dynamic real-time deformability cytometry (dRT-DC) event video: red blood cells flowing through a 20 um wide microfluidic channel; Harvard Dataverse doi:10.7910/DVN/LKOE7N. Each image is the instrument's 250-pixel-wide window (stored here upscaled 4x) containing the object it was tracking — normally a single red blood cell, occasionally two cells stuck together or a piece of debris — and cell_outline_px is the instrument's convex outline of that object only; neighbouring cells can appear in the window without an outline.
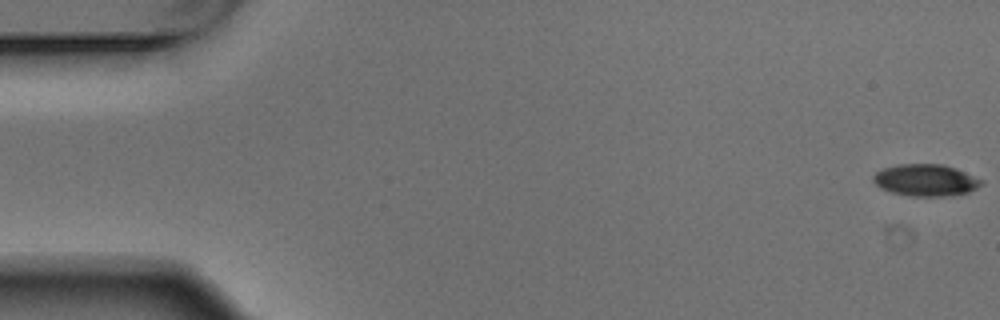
{"species": "Egyptian fruit bat (a non-hibernating species)", "species_latin": "Rousettus aegyptiacus", "temperature_condition": "warm", "stored_images_in_passage": 5, "camera_frame_rate_fps": 3000, "um_per_image_px": 0.085, "animal": {"sex": "male"}, "frame": {"image": 1, "passage_image": 1, "time_ms": 0.0, "image_size_px": [1000, 320], "cell_outline_px": [[984, 184], [968, 192], [952, 196], [908, 196], [892, 192], [880, 188], [872, 180], [872, 176], [876, 172], [884, 168], [900, 164], [944, 164], [956, 168], [984, 180]], "centroid_in_image_um": [78.71, 15.31], "position_along_channel_um": 6.3, "area_um2": 20.23}}
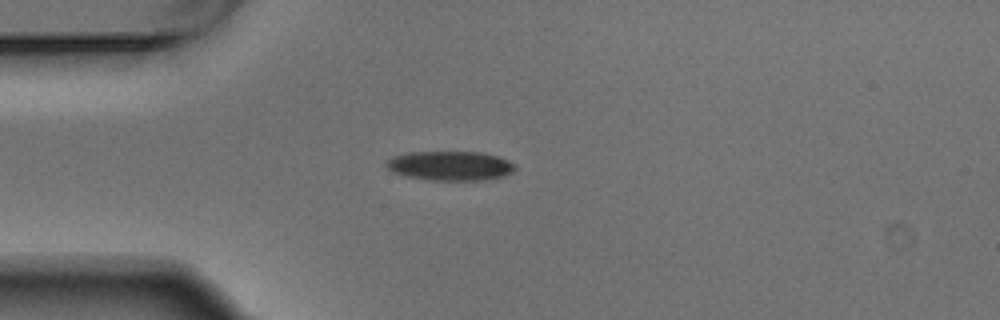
{"frame": {"image": 2, "passage_image": 5, "time_ms": 1.333, "image_size_px": [1000, 320], "cell_outline_px": [[516, 168], [512, 172], [504, 176], [484, 180], [428, 180], [404, 176], [392, 172], [384, 164], [392, 156], [408, 152], [480, 152], [496, 156], [508, 160], [516, 164]], "centroid_in_image_um": [38.25, 14.09], "position_along_channel_um": 46.8, "area_um2": 22.2}}